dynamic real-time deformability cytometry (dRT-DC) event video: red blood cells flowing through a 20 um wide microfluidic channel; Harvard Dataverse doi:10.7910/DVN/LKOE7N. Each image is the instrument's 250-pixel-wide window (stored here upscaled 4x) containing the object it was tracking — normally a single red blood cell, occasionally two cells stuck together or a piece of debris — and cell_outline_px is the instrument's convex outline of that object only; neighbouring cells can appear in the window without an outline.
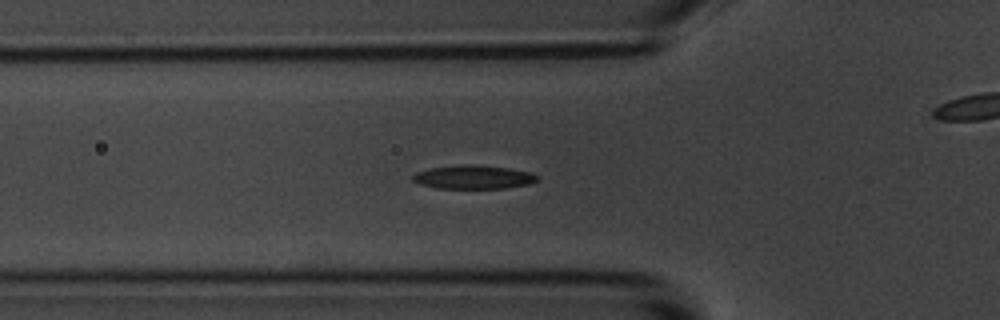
{"species": "common noctule bat (a hibernating species)", "species_latin": "Nyctalus noctula", "temperature_condition": "room temperature", "stored_images_in_passage": 45, "camera_frame_rate_fps": 3000, "um_per_image_px": 0.085, "animal": {"sex": "male", "body_mass_g": 20.1, "forearm_length_mm": 53.5}, "frame": {"image": 1, "passage_image": 8, "time_ms": 2.333, "image_size_px": [1000, 320], "cell_outline_px": [[540, 180], [528, 184], [504, 188], [436, 188], [420, 184], [412, 180], [412, 176], [416, 172], [428, 168], [472, 164], [508, 168], [528, 172], [540, 176]], "centroid_in_image_um": [40.24, 15.05], "position_along_channel_um": 85.6, "area_um2": 17.05}}
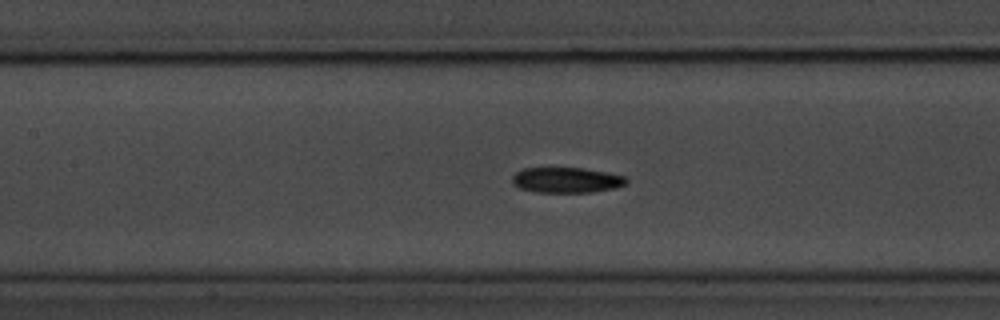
{"frame": {"image": 2, "passage_image": 14, "time_ms": 4.333, "image_size_px": [1000, 320], "cell_outline_px": [[628, 180], [624, 184], [612, 188], [592, 192], [536, 192], [520, 188], [512, 184], [512, 176], [516, 172], [524, 168], [584, 168], [608, 172], [624, 176]], "centroid_in_image_um": [48.12, 15.3], "position_along_channel_um": 159.3, "area_um2": 16.82}}
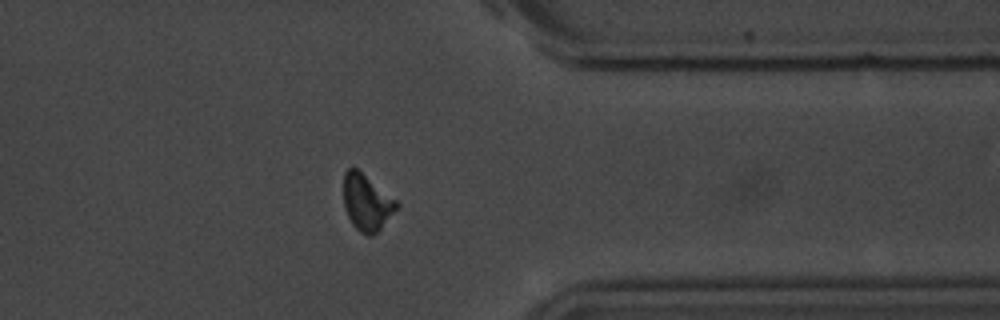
{"frame": {"image": 3, "passage_image": 33, "time_ms": 10.667, "image_size_px": [1000, 320], "cell_outline_px": [[400, 204], [380, 228], [372, 236], [368, 236], [360, 232], [352, 224], [344, 208], [344, 172], [348, 168], [356, 168], [396, 200]], "centroid_in_image_um": [31.14, 17.21], "position_along_channel_um": 380.3, "area_um2": 16.99}, "authors_computed_cell_mechanics": {"area_um2": 16.762, "velocity_mm_per_s": 3.6429, "shape_relaxation_time_tau1_ms": 2.435, "shape_relaxation_time_tau2_ms": null, "deformation_change_tau1": 0.1454, "deformation_change_tau2": null}}